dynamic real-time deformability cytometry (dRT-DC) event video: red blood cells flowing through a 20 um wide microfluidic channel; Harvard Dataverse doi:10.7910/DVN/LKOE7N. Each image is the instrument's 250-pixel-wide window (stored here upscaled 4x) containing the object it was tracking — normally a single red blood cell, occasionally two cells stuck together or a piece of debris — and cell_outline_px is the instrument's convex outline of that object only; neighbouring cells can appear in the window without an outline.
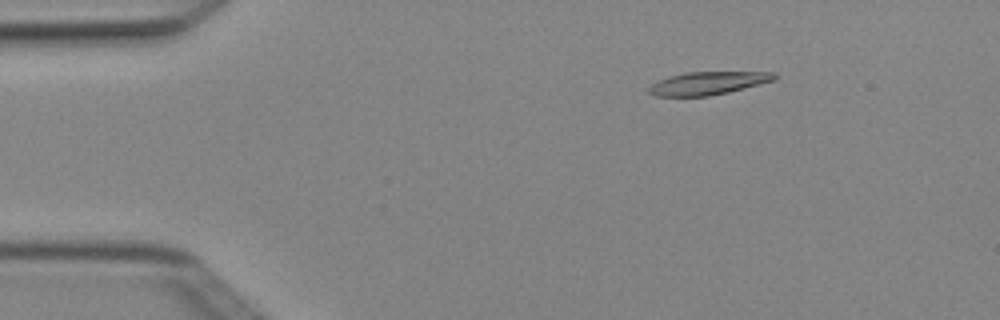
{"species": "Egyptian fruit bat (a non-hibernating species)", "species_latin": "Rousettus aegyptiacus", "temperature_condition": "cold", "stored_images_in_passage": 5, "camera_frame_rate_fps": 3000, "um_per_image_px": 0.085, "animal": {"sex": "female"}, "frame": {"image": 1, "passage_image": 3, "time_ms": 0.667, "image_size_px": [1000, 320], "cell_outline_px": [[776, 80], [728, 92], [708, 96], [652, 96], [648, 92], [648, 88], [652, 84], [668, 76], [684, 72], [776, 72]], "centroid_in_image_um": [60.16, 7.07], "position_along_channel_um": 24.8, "area_um2": 16.82}}
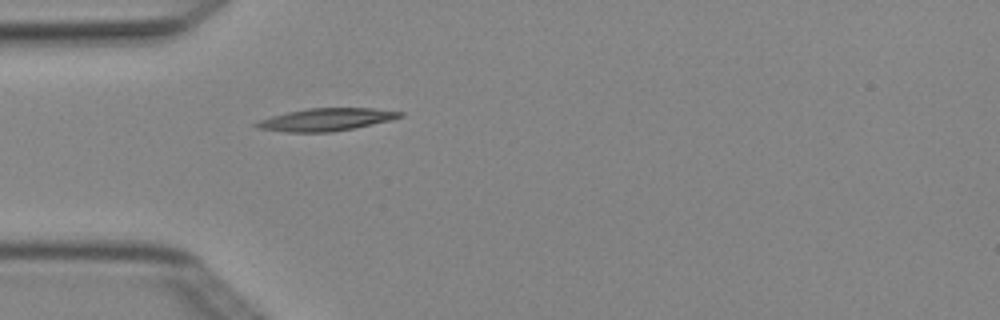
{"frame": {"image": 2, "passage_image": 5, "time_ms": 1.333, "image_size_px": [1000, 320], "cell_outline_px": [[404, 116], [392, 120], [332, 132], [288, 132], [256, 128], [252, 124], [260, 120], [272, 116], [288, 112], [308, 108], [372, 108], [404, 112]], "centroid_in_image_um": [27.73, 10.16], "position_along_channel_um": 57.3, "area_um2": 18.79}}